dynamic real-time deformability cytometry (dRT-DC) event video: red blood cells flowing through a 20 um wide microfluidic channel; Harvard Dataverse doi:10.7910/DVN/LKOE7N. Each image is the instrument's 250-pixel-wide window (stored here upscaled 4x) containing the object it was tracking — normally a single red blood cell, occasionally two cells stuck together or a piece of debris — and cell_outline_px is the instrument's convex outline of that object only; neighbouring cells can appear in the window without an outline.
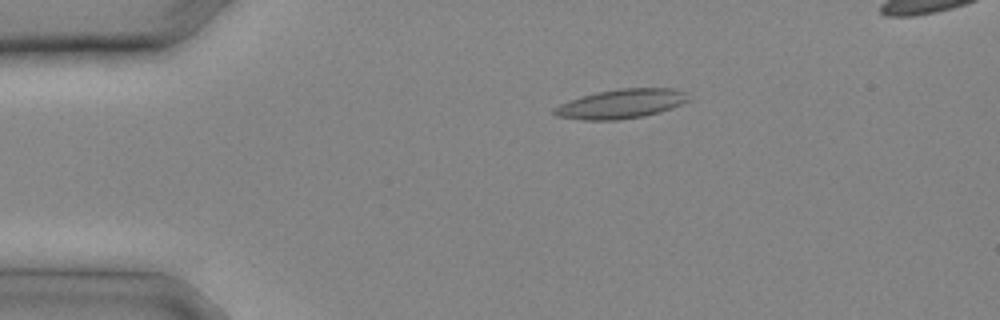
{"species": "common noctule bat (a hibernating species)", "species_latin": "Nyctalus noctula", "temperature_condition": "cold", "stored_images_in_passage": 11, "camera_frame_rate_fps": 3000, "um_per_image_px": 0.085, "animal": {"sex": "male", "body_mass_g": 20.4}, "frame": {"image": 1, "passage_image": 5, "time_ms": 1.333, "image_size_px": [1000, 320], "cell_outline_px": [[692, 100], [672, 108], [660, 112], [644, 116], [620, 120], [584, 120], [556, 116], [552, 112], [552, 108], [560, 104], [580, 96], [596, 92], [620, 88], [672, 88], [684, 92]], "centroid_in_image_um": [52.8, 8.83], "position_along_channel_um": 32.2, "area_um2": 23.12}}